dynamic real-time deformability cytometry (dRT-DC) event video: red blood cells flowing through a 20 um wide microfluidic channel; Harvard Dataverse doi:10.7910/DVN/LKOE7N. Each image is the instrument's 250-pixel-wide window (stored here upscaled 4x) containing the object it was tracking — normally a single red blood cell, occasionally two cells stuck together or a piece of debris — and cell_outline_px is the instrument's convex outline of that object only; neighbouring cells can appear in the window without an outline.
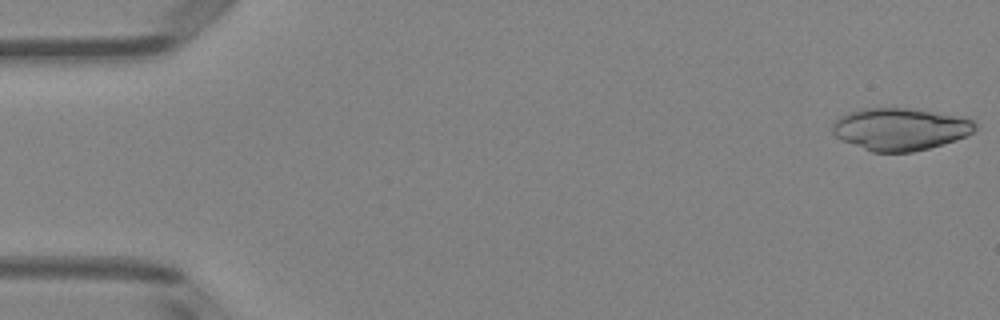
{"species": "Egyptian fruit bat (a non-hibernating species)", "species_latin": "Rousettus aegyptiacus", "temperature_condition": "room temperature", "stored_images_in_passage": 49, "camera_frame_rate_fps": 3000, "um_per_image_px": 0.085, "animal": {"sex": "female"}, "frame": {"image": 1, "passage_image": 1, "time_ms": 0.0, "image_size_px": [1000, 320], "cell_outline_px": [[976, 132], [956, 140], [928, 148], [912, 152], [872, 152], [840, 140], [832, 132], [832, 124], [840, 116], [848, 112], [860, 108], [908, 108], [968, 116], [976, 120]], "centroid_in_image_um": [76.56, 10.96], "position_along_channel_um": 8.4, "area_um2": 35.78}}
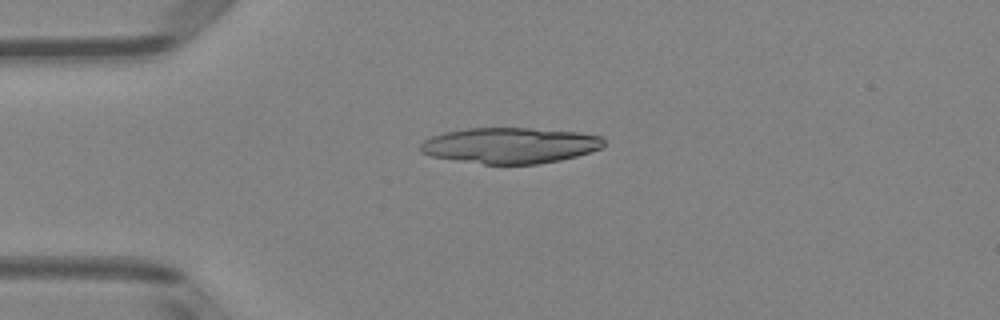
{"frame": {"image": 2, "passage_image": 12, "time_ms": 3.667, "image_size_px": [1000, 320], "cell_outline_px": [[604, 148], [592, 152], [560, 160], [540, 164], [484, 164], [432, 156], [420, 152], [416, 148], [424, 140], [432, 136], [444, 132], [468, 128], [528, 128], [580, 132], [600, 136], [604, 140]], "centroid_in_image_um": [43.37, 12.36], "position_along_channel_um": 41.6, "area_um2": 38.49}}